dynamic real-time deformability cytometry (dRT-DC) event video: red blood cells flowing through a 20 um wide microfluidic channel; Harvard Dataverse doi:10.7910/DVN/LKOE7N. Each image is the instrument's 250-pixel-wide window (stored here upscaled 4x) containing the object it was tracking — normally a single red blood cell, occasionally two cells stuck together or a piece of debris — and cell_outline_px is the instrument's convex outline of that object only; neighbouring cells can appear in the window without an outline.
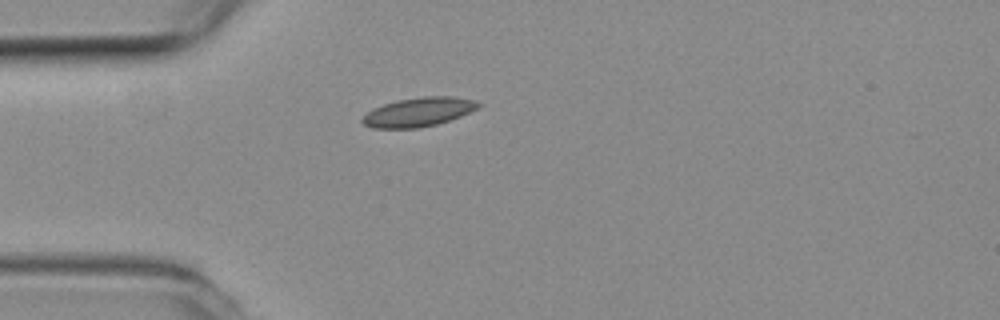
{"species": "common noctule bat (a hibernating species)", "species_latin": "Nyctalus noctula", "temperature_condition": "room temperature", "stored_images_in_passage": 18, "camera_frame_rate_fps": 3000, "um_per_image_px": 0.085, "animal": {"sex": "female", "body_mass_g": 19.3, "forearm_length_mm": 54.1}, "frame": {"image": 1, "passage_image": 1, "time_ms": 0.0, "image_size_px": [1000, 320], "cell_outline_px": [[484, 104], [460, 116], [436, 124], [416, 128], [372, 128], [364, 124], [360, 120], [368, 112], [384, 104], [396, 100], [424, 96], [452, 96], [476, 100]], "centroid_in_image_um": [35.59, 9.51], "position_along_channel_um": 49.4, "area_um2": 19.42}}
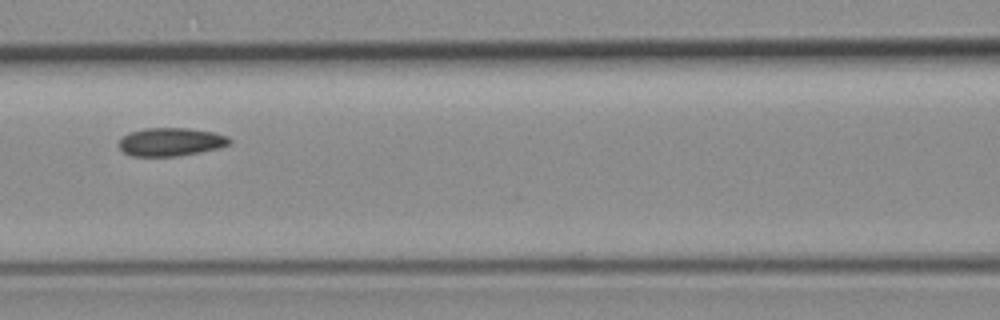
{"frame": {"image": 2, "passage_image": 10, "time_ms": 3.0, "image_size_px": [1000, 320], "cell_outline_px": [[232, 144], [220, 148], [200, 152], [176, 156], [132, 156], [124, 152], [120, 148], [120, 140], [128, 132], [144, 128], [188, 128], [216, 132], [228, 136], [232, 140]], "centroid_in_image_um": [14.58, 12.05], "position_along_channel_um": 152.0, "area_um2": 18.38}}
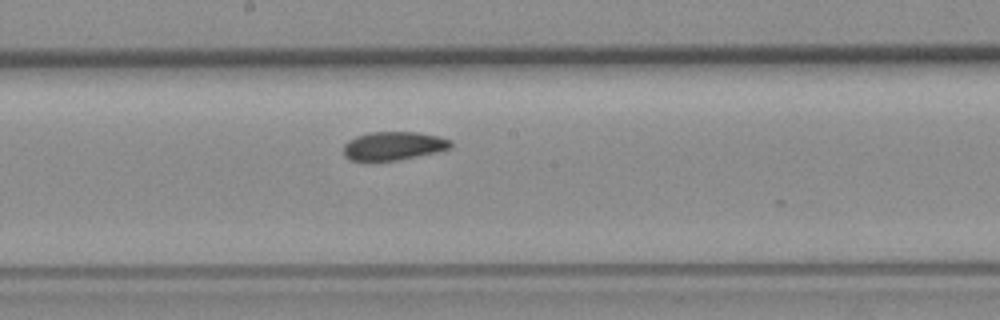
{"frame": {"image": 3, "passage_image": 15, "time_ms": 4.667, "image_size_px": [1000, 320], "cell_outline_px": [[452, 148], [436, 152], [396, 160], [352, 160], [344, 156], [344, 144], [348, 140], [356, 136], [368, 132], [416, 132], [440, 136], [452, 140]], "centroid_in_image_um": [33.47, 12.38], "position_along_channel_um": 214.7, "area_um2": 17.74}}